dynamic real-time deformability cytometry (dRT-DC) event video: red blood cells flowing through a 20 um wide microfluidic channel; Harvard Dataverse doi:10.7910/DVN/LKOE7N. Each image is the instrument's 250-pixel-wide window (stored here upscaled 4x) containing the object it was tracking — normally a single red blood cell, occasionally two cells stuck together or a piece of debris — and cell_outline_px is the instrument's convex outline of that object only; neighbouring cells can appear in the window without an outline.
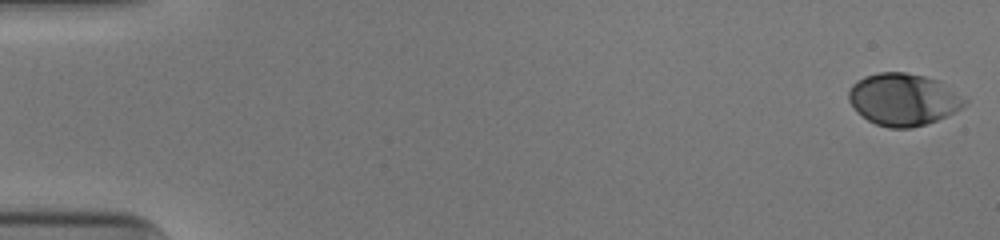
{"species": "human", "species_latin": "Homo sapiens", "temperature_condition": "cold", "stored_images_in_passage": 52, "camera_frame_rate_fps": 3000, "um_per_image_px": 0.085, "donor": {"sex": "male"}, "frame": {"image": 1, "passage_image": 1, "time_ms": 0.0, "image_size_px": [1000, 240], "cell_outline_px": [[968, 100], [960, 108], [936, 120], [912, 128], [888, 128], [876, 124], [868, 120], [848, 100], [848, 92], [852, 84], [856, 80], [864, 76], [880, 72], [904, 72], [924, 76], [940, 80]], "centroid_in_image_um": [76.77, 8.43], "position_along_channel_um": 8.2, "area_um2": 34.97}}
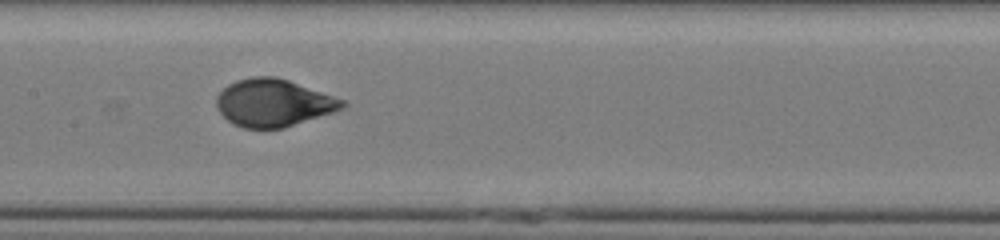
{"frame": {"image": 2, "passage_image": 27, "time_ms": 8.667, "image_size_px": [1000, 240], "cell_outline_px": [[348, 104], [344, 108], [336, 112], [284, 128], [244, 128], [228, 120], [216, 108], [216, 96], [228, 84], [236, 80], [252, 76], [276, 76], [288, 80], [344, 100]], "centroid_in_image_um": [23.26, 8.74], "position_along_channel_um": 184.1, "area_um2": 34.85}}
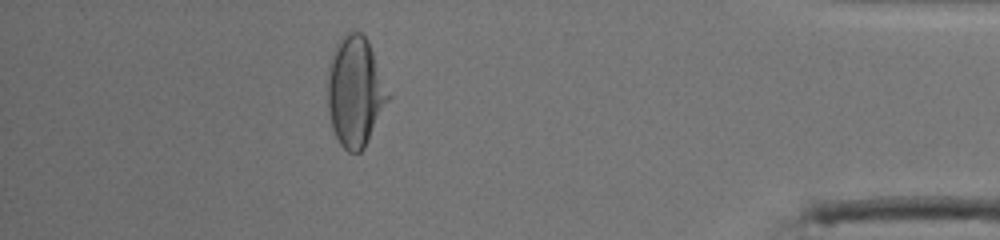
{"frame": {"image": 3, "passage_image": 47, "time_ms": 15.333, "image_size_px": [1000, 240], "cell_outline_px": [[392, 96], [364, 148], [360, 152], [348, 152], [340, 144], [332, 128], [328, 108], [328, 64], [332, 52], [340, 36], [348, 28], [360, 32], [368, 40]], "centroid_in_image_um": [30.2, 7.73], "position_along_channel_um": 405.0, "area_um2": 39.48}, "authors_computed_cell_mechanics": {"area_um2": 34.8245, "velocity_mm_per_s": 3.9336, "shape_relaxation_time_tau1_ms": 3.6862, "shape_relaxation_time_tau2_ms": null, "deformation_change_tau1": 0.1718, "deformation_change_tau2": null}}